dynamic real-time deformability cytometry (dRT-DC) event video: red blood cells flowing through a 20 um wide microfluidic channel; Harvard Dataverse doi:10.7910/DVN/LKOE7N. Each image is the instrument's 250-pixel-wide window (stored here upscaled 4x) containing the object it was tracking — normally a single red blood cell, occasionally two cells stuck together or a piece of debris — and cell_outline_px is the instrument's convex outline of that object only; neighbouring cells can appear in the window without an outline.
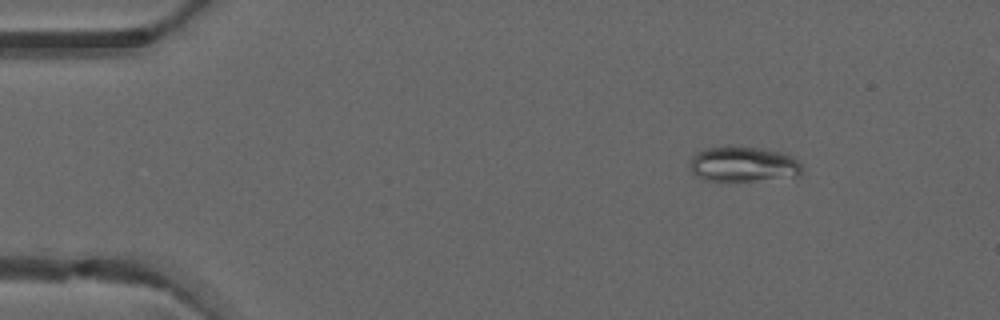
{"species": "common noctule bat (a hibernating species)", "species_latin": "Nyctalus noctula", "temperature_condition": "warm", "stored_images_in_passage": 5, "camera_frame_rate_fps": 3000, "um_per_image_px": 0.085, "animal": {"sex": "male", "forearm_length_mm": 52.5}, "frame": {"image": 1, "passage_image": 2, "time_ms": 0.333, "image_size_px": [1000, 320], "cell_outline_px": [[800, 176], [752, 180], [704, 180], [696, 176], [692, 172], [692, 156], [696, 152], [704, 148], [764, 148], [780, 152], [792, 156], [800, 164]], "centroid_in_image_um": [63.18, 13.97], "position_along_channel_um": 21.8, "area_um2": 22.25}}